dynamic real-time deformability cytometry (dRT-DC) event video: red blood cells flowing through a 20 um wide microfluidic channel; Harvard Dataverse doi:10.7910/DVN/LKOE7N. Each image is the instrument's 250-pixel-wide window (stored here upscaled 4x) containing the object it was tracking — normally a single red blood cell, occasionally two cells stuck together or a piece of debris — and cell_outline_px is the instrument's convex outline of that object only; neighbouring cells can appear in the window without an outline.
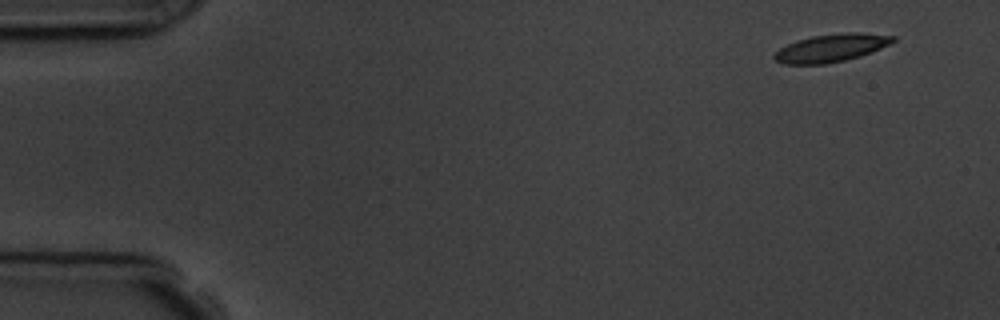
{"species": "common noctule bat (a hibernating species)", "species_latin": "Nyctalus noctula", "temperature_condition": "room temperature", "stored_images_in_passage": 6, "segment_of_instrument_passage": [2, 2], "camera_frame_rate_fps": 3000, "um_per_image_px": 0.085, "animal": {"sex": "male", "body_mass_g": 19.5, "forearm_length_mm": 54.6}, "frame": {"image": 1, "passage_image": 6, "time_ms": 5.667, "image_size_px": [1000, 320], "cell_outline_px": [[896, 40], [880, 48], [860, 56], [844, 60], [824, 64], [784, 64], [776, 60], [772, 56], [780, 48], [796, 40], [812, 36], [844, 32], [860, 32], [896, 36]], "centroid_in_image_um": [70.65, 4.06], "position_along_channel_um": 14.4, "area_um2": 19.13}}